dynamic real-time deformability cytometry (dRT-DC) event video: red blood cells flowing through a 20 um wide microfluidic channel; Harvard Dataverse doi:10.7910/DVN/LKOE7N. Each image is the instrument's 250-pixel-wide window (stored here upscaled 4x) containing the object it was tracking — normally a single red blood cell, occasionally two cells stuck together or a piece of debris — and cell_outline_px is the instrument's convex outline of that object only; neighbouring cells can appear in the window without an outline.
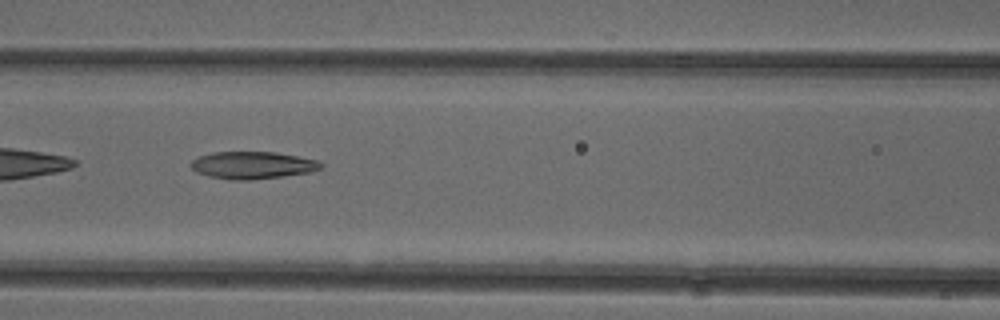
{"species": "common noctule bat (a hibernating species)", "species_latin": "Nyctalus noctula", "temperature_condition": "cold", "stored_images_in_passage": 35, "camera_frame_rate_fps": 3000, "um_per_image_px": 0.085, "animal": {"sex": "female"}, "frame": {"image": 1, "passage_image": 6, "time_ms": 1.667, "image_size_px": [1000, 320], "cell_outline_px": [[324, 164], [320, 168], [308, 172], [284, 176], [252, 180], [232, 180], [208, 176], [196, 172], [192, 168], [192, 160], [200, 156], [212, 152], [276, 152], [320, 160]], "centroid_in_image_um": [21.49, 14.04], "position_along_channel_um": 145.1, "area_um2": 20.69}}
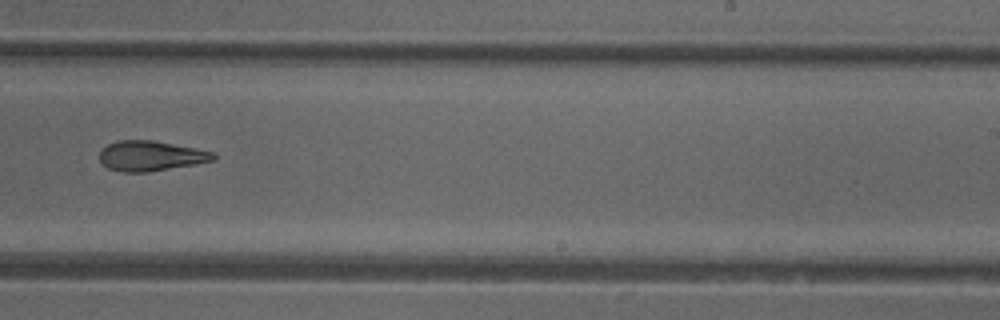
{"frame": {"image": 2, "passage_image": 16, "time_ms": 5.0, "image_size_px": [1000, 320], "cell_outline_px": [[216, 160], [148, 172], [124, 172], [108, 168], [100, 160], [100, 152], [108, 144], [116, 140], [152, 140], [196, 148], [212, 152], [216, 156]], "centroid_in_image_um": [12.81, 13.24], "position_along_channel_um": 276.2, "area_um2": 19.77}}